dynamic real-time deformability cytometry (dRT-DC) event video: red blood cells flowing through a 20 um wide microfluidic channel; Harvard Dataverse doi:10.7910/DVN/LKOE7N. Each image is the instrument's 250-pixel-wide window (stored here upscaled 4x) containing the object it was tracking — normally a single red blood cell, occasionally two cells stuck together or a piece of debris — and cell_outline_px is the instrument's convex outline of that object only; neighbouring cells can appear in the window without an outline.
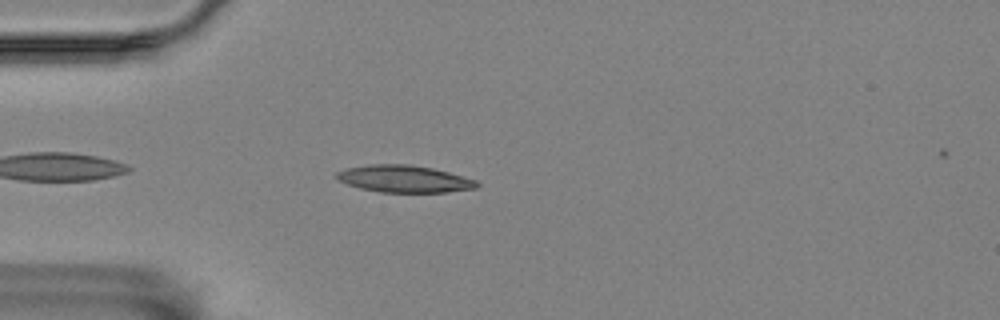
{"species": "Egyptian fruit bat (a non-hibernating species)", "species_latin": "Rousettus aegyptiacus", "temperature_condition": "room temperature", "stored_images_in_passage": 45, "camera_frame_rate_fps": 3000, "um_per_image_px": 0.085, "animal": {"sex": "female"}, "frame": {"image": 1, "passage_image": 4, "time_ms": 1.0, "image_size_px": [1000, 320], "cell_outline_px": [[480, 184], [476, 188], [448, 192], [380, 192], [360, 188], [348, 184], [340, 180], [336, 176], [336, 172], [348, 168], [372, 164], [404, 164], [432, 168], [448, 172], [476, 180]], "centroid_in_image_um": [34.38, 15.21], "position_along_channel_um": 50.6, "area_um2": 21.85}}
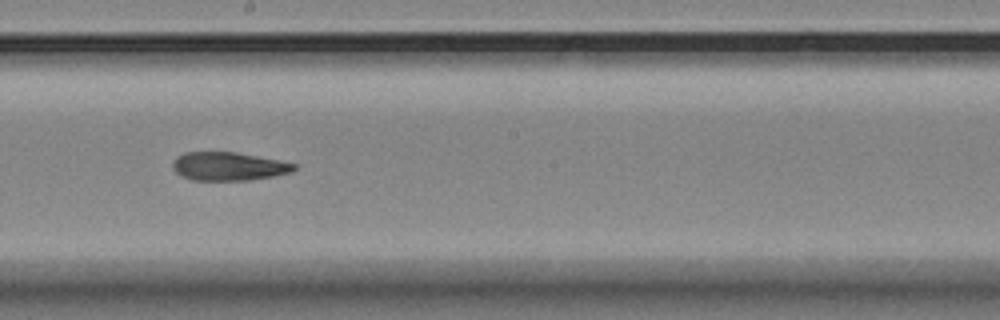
{"frame": {"image": 2, "passage_image": 20, "time_ms": 6.333, "image_size_px": [1000, 320], "cell_outline_px": [[296, 168], [292, 172], [272, 176], [248, 180], [192, 180], [180, 176], [172, 168], [172, 164], [184, 152], [236, 152], [296, 164]], "centroid_in_image_um": [19.4, 14.14], "position_along_channel_um": 228.8, "area_um2": 19.83}}
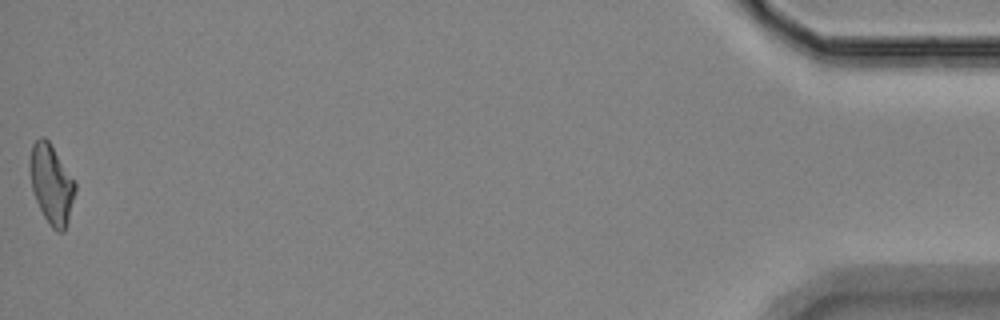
{"frame": {"image": 3, "passage_image": 45, "time_ms": 14.667, "image_size_px": [1000, 320], "cell_outline_px": [[76, 188], [68, 220], [64, 232], [56, 232], [48, 224], [36, 200], [32, 188], [32, 144], [40, 136], [44, 136], [48, 140], [76, 184]], "centroid_in_image_um": [4.4, 15.7], "position_along_channel_um": 430.8, "area_um2": 20.11}, "authors_computed_cell_mechanics": {"area_um2": 20.8658, "velocity_mm_per_s": 3.5313, "shape_relaxation_time_tau1_ms": 10.6964, "shape_relaxation_time_tau2_ms": 7.8404, "deformation_change_tau1": 0.2509, "deformation_change_tau2": 0.1834}}